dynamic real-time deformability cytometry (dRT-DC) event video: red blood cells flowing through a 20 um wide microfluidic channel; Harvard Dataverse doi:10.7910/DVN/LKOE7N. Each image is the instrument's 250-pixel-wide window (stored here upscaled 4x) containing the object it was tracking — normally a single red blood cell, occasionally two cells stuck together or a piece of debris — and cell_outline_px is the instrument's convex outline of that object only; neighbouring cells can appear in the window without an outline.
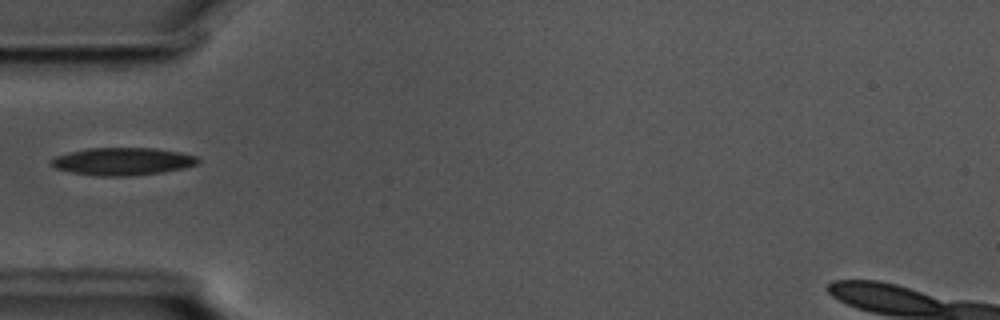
{"species": "common noctule bat (a hibernating species)", "species_latin": "Nyctalus noctula", "temperature_condition": "cold", "stored_images_in_passage": 39, "camera_frame_rate_fps": 3000, "um_per_image_px": 0.085, "animal": {"sex": "male", "body_mass_g": 17.5, "forearm_length_mm": 52.3}, "frame": {"image": 1, "passage_image": 1, "time_ms": 0.0, "image_size_px": [1000, 320], "cell_outline_px": [[200, 160], [196, 164], [184, 168], [164, 172], [128, 176], [96, 176], [72, 172], [56, 168], [48, 160], [56, 156], [68, 152], [88, 148], [156, 148], [180, 152], [196, 156]], "centroid_in_image_um": [10.42, 13.72], "position_along_channel_um": 74.6, "area_um2": 23.64}}
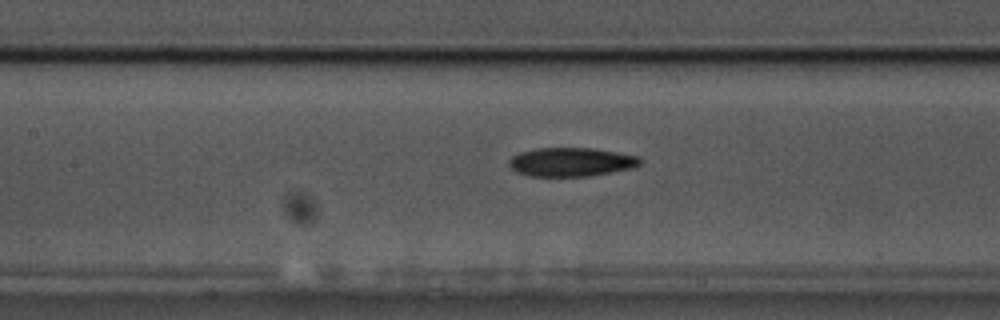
{"frame": {"image": 2, "passage_image": 8, "time_ms": 2.333, "image_size_px": [1000, 320], "cell_outline_px": [[640, 164], [632, 168], [592, 176], [528, 176], [516, 172], [508, 164], [508, 160], [512, 156], [520, 152], [536, 148], [592, 148], [640, 156]], "centroid_in_image_um": [48.53, 13.77], "position_along_channel_um": 158.9, "area_um2": 22.08}}
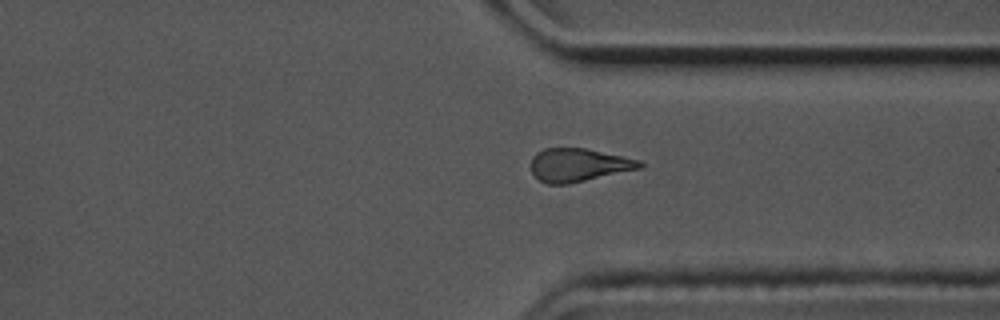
{"frame": {"image": 3, "passage_image": 25, "time_ms": 8.0, "image_size_px": [1000, 320], "cell_outline_px": [[644, 164], [640, 168], [568, 184], [548, 184], [540, 180], [532, 172], [532, 156], [536, 152], [544, 148], [584, 148], [640, 160]], "centroid_in_image_um": [49.15, 14.02], "position_along_channel_um": 362.3, "area_um2": 20.75}}